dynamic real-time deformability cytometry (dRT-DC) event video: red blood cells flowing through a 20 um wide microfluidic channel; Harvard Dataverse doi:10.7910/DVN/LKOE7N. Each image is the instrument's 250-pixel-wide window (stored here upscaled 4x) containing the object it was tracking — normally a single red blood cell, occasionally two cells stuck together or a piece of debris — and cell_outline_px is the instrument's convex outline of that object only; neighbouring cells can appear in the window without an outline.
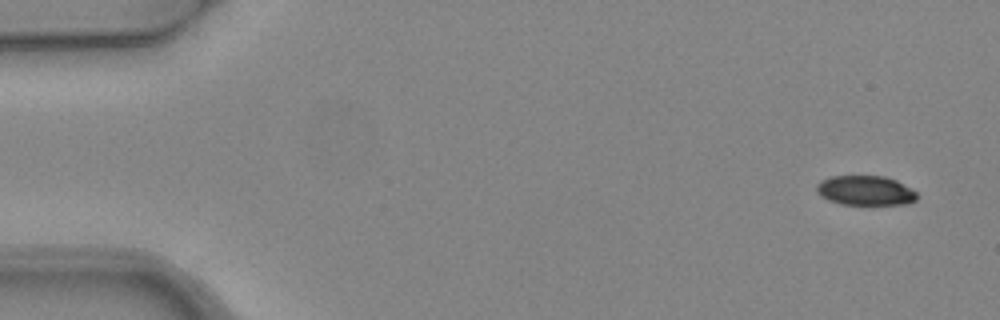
{"species": "common noctule bat (a hibernating species)", "species_latin": "Nyctalus noctula", "temperature_condition": "warm", "stored_images_in_passage": 5, "camera_frame_rate_fps": 3000, "um_per_image_px": 0.085, "animal": {"sex": "female", "body_mass_g": 24.6, "forearm_length_mm": 56.2}, "frame": {"image": 1, "passage_image": 1, "time_ms": 0.0, "image_size_px": [1000, 320], "cell_outline_px": [[916, 200], [908, 204], [840, 204], [828, 200], [820, 196], [816, 192], [816, 184], [820, 180], [832, 176], [884, 176], [896, 180], [912, 188], [916, 192]], "centroid_in_image_um": [73.53, 16.19], "position_along_channel_um": 11.5, "area_um2": 17.46}}